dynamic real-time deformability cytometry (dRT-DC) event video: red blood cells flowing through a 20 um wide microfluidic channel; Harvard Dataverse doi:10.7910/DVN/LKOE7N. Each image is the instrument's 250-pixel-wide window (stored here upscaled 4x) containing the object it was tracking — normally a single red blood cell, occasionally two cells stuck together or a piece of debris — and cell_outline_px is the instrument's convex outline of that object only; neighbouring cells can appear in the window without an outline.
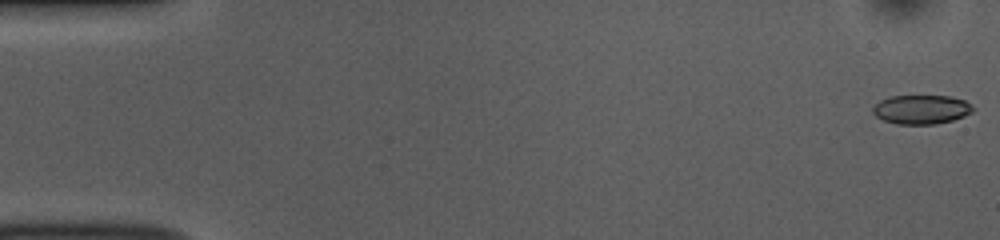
{"species": "common noctule bat (a hibernating species)", "species_latin": "Nyctalus noctula", "temperature_condition": "room temperature", "stored_images_in_passage": 54, "camera_frame_rate_fps": 3000, "um_per_image_px": 0.085, "animal": {"sex": "female", "body_mass_g": 10.0, "forearm_length_mm": 53.1}, "frame": {"image": 1, "passage_image": 1, "time_ms": 0.0, "image_size_px": [1000, 240], "cell_outline_px": [[976, 108], [972, 112], [964, 116], [952, 120], [936, 124], [896, 124], [884, 120], [876, 116], [872, 112], [872, 108], [880, 100], [892, 96], [952, 96], [964, 100]], "centroid_in_image_um": [78.33, 9.3], "position_along_channel_um": 6.7, "area_um2": 16.99}}
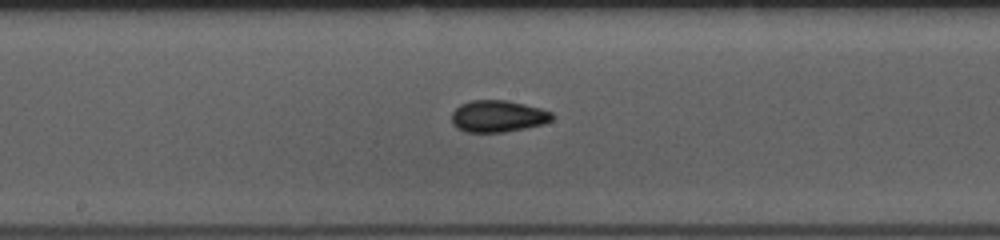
{"frame": {"image": 2, "passage_image": 28, "time_ms": 9.0, "image_size_px": [1000, 240], "cell_outline_px": [[552, 120], [544, 124], [504, 132], [468, 132], [456, 128], [452, 124], [452, 112], [460, 104], [472, 100], [504, 100], [524, 104], [540, 108], [552, 112]], "centroid_in_image_um": [42.3, 9.88], "position_along_channel_um": 205.9, "area_um2": 18.55}}
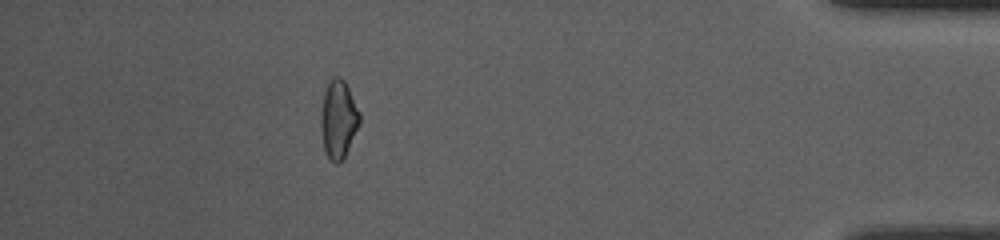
{"frame": {"image": 3, "passage_image": 48, "time_ms": 15.667, "image_size_px": [1000, 240], "cell_outline_px": [[360, 124], [340, 164], [336, 164], [328, 156], [324, 148], [320, 128], [320, 112], [324, 92], [328, 84], [336, 76], [340, 76], [344, 80], [360, 112]], "centroid_in_image_um": [28.76, 10.14], "position_along_channel_um": 406.4, "area_um2": 17.51}, "authors_computed_cell_mechanics": {"area_um2": 17.8891, "velocity_mm_per_s": 3.7482, "shape_relaxation_time_tau1_ms": 7.8102, "shape_relaxation_time_tau2_ms": 4.7934, "deformation_change_tau1": 0.1422, "deformation_change_tau2": 0.0706}}